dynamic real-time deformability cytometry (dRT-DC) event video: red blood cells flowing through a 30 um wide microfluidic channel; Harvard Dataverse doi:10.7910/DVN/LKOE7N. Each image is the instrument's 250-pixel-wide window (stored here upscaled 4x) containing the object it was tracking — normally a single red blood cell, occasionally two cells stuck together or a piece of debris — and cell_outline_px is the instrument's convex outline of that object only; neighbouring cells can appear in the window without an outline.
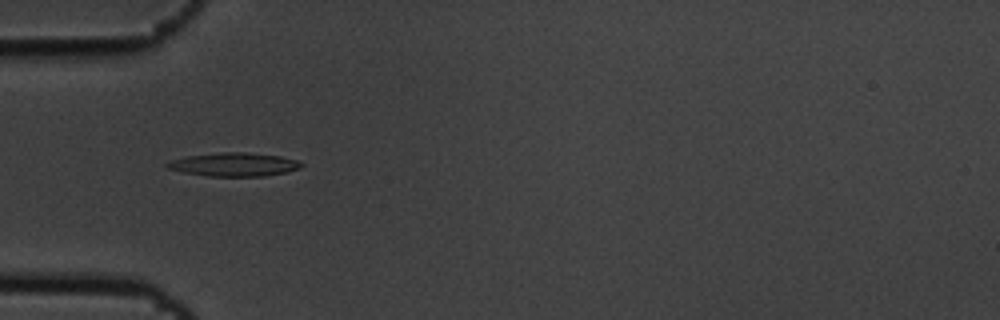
{"species": "common noctule bat (a hibernating species)", "species_latin": "Nyctalus noctula", "temperature_condition": "cold", "stored_images_in_passage": 54, "camera_frame_rate_fps": 3000, "um_per_image_px": 0.085, "animal": {"sex": "male", "body_mass_g": 19.5, "forearm_length_mm": 54.6}, "frame": {"image": 1, "passage_image": 17, "time_ms": 5.333, "image_size_px": [1000, 320], "cell_outline_px": [[304, 164], [300, 168], [288, 172], [264, 176], [208, 176], [184, 172], [168, 168], [164, 164], [168, 160], [188, 156], [224, 152], [244, 152], [280, 156], [296, 160]], "centroid_in_image_um": [19.89, 13.98], "position_along_channel_um": 65.1, "area_um2": 18.32}}
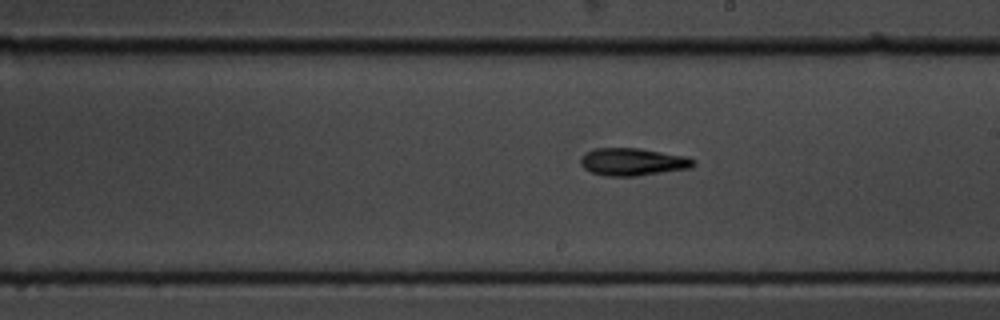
{"frame": {"image": 2, "passage_image": 31, "time_ms": 10.0, "image_size_px": [1000, 320], "cell_outline_px": [[696, 164], [692, 168], [636, 176], [604, 176], [592, 172], [584, 168], [580, 164], [580, 156], [596, 148], [640, 148], [684, 156], [696, 160]], "centroid_in_image_um": [53.79, 13.76], "position_along_channel_um": 235.2, "area_um2": 18.15}}
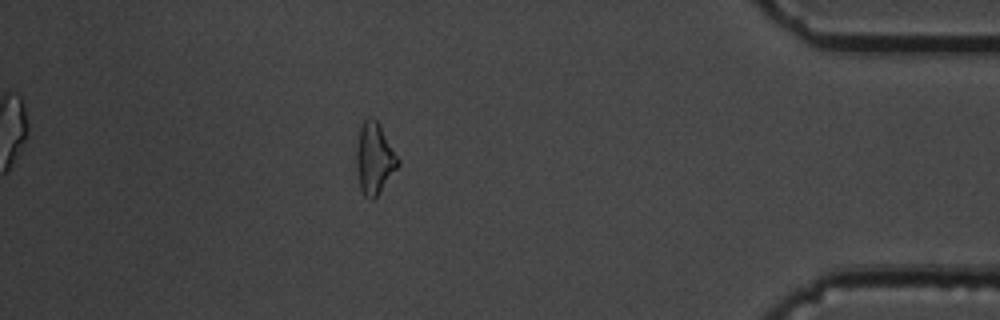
{"frame": {"image": 3, "passage_image": 48, "time_ms": 15.667, "image_size_px": [1000, 320], "cell_outline_px": [[400, 164], [380, 192], [372, 200], [368, 200], [364, 196], [360, 188], [356, 168], [356, 148], [360, 124], [368, 116], [372, 116], [380, 124], [400, 160]], "centroid_in_image_um": [31.81, 13.45], "position_along_channel_um": 403.4, "area_um2": 17.57}, "authors_computed_cell_mechanics": {"area_um2": 17.6579, "velocity_mm_per_s": 3.6793, "shape_relaxation_time_tau1_ms": 4.8497, "shape_relaxation_time_tau2_ms": null, "deformation_change_tau1": 0.1361, "deformation_change_tau2": null}}